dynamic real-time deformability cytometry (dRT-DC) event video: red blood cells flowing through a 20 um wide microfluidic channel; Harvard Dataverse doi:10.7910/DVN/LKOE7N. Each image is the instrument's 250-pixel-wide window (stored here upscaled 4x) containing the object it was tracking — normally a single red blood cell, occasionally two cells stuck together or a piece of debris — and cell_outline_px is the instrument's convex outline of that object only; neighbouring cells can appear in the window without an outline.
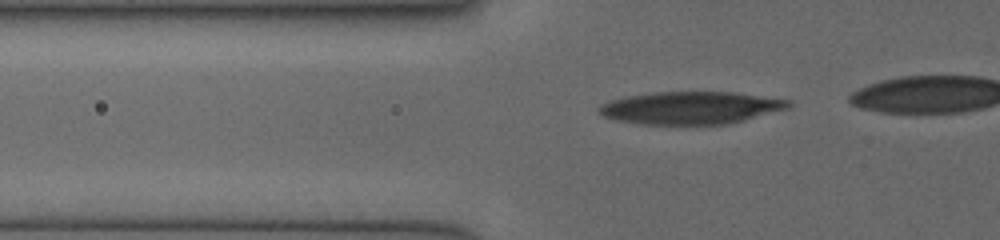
{"species": "human", "species_latin": "Homo sapiens", "temperature_condition": "cold", "stored_images_in_passage": 56, "camera_frame_rate_fps": 3000, "um_per_image_px": 0.085, "donor": {"sex": "female"}, "frame": {"image": 1, "passage_image": 16, "time_ms": 3.333, "image_size_px": [1000, 240], "cell_outline_px": [[792, 108], [728, 124], [644, 124], [620, 120], [604, 116], [596, 108], [600, 104], [608, 100], [624, 96], [656, 92], [732, 92], [788, 100], [792, 104]], "centroid_in_image_um": [58.72, 9.16], "position_along_channel_um": 67.1, "area_um2": 35.84}}
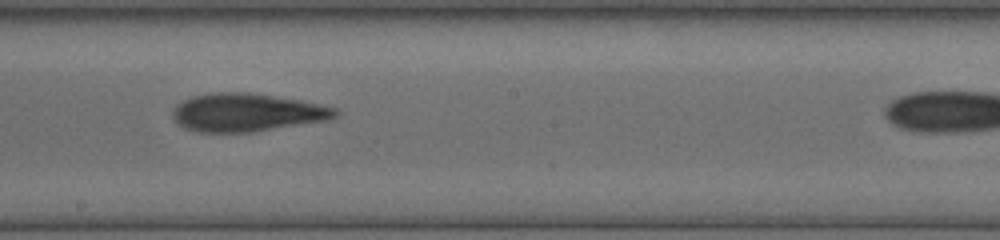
{"frame": {"image": 2, "passage_image": 34, "time_ms": 7.333, "image_size_px": [1000, 240], "cell_outline_px": [[340, 112], [336, 116], [324, 120], [252, 132], [196, 132], [184, 128], [172, 116], [172, 112], [184, 100], [192, 96], [216, 92], [248, 92], [300, 100], [340, 108]], "centroid_in_image_um": [21.0, 9.55], "position_along_channel_um": 227.2, "area_um2": 35.78}}
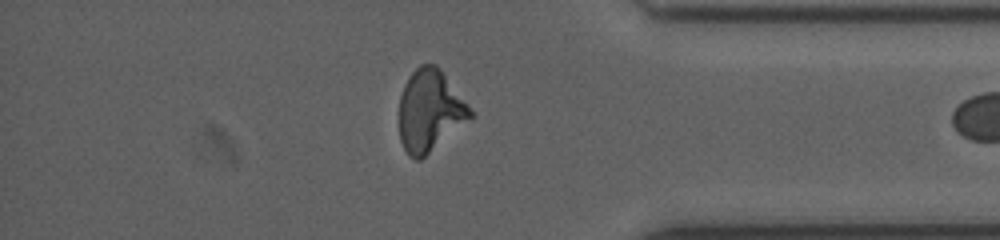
{"frame": {"image": 3, "passage_image": 54, "time_ms": 11.667, "image_size_px": [1000, 240], "cell_outline_px": [[472, 116], [420, 160], [416, 160], [408, 156], [400, 140], [400, 96], [404, 84], [408, 76], [420, 64], [436, 64], [440, 68], [468, 104], [472, 112]], "centroid_in_image_um": [36.51, 9.39], "position_along_channel_um": 398.7, "area_um2": 33.35}}